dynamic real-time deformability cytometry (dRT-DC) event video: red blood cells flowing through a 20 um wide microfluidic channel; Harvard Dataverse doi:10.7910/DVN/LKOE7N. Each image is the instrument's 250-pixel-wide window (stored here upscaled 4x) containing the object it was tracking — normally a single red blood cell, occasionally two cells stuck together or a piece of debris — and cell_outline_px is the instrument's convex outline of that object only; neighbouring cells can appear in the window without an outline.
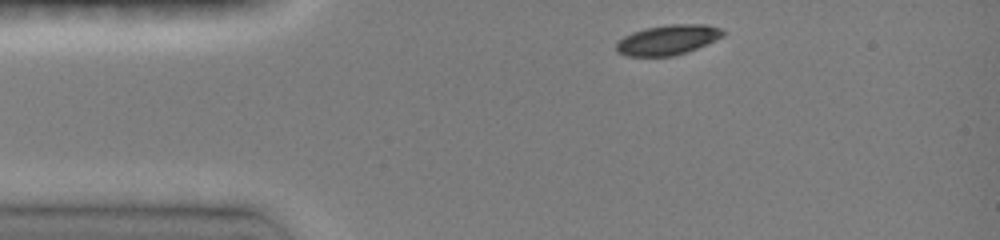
{"species": "common noctule bat (a hibernating species)", "species_latin": "Nyctalus noctula", "temperature_condition": "room temperature", "stored_images_in_passage": 3, "camera_frame_rate_fps": 3000, "um_per_image_px": 0.085, "animal": {"sex": "female", "body_mass_g": 19.0, "forearm_length_mm": 51.5}, "frame": {"image": 1, "passage_image": 1, "time_ms": 0.0, "image_size_px": [1000, 240], "cell_outline_px": [[724, 36], [688, 52], [676, 56], [624, 56], [616, 48], [616, 44], [624, 36], [632, 32], [644, 28], [668, 24], [704, 24], [720, 28], [724, 32]], "centroid_in_image_um": [56.77, 3.39], "position_along_channel_um": 28.2, "area_um2": 18.67}}